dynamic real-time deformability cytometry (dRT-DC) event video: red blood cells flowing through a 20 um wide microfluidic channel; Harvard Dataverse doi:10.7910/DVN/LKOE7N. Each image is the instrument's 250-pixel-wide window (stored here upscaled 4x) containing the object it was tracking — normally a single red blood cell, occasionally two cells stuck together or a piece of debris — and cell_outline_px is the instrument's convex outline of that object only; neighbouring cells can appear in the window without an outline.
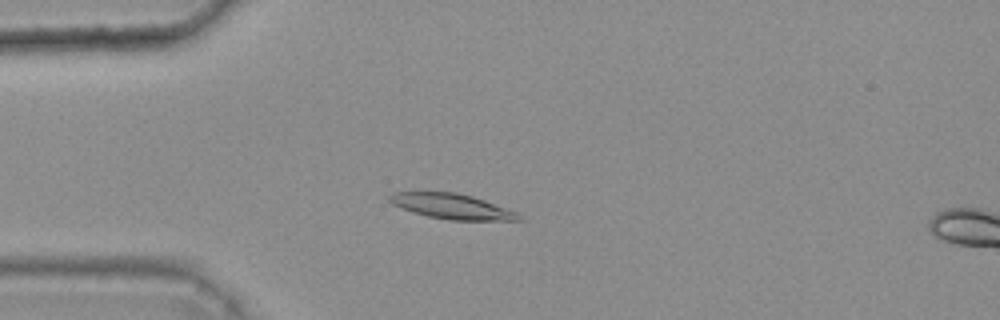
{"species": "common noctule bat (a hibernating species)", "species_latin": "Nyctalus noctula", "temperature_condition": "warm", "stored_images_in_passage": 7, "camera_frame_rate_fps": 3000, "um_per_image_px": 0.085, "animal": {"sex": "female", "body_mass_g": 25.1}, "frame": {"image": 1, "passage_image": 4, "time_ms": 1.0, "image_size_px": [1000, 320], "cell_outline_px": [[524, 220], [448, 220], [428, 216], [392, 204], [388, 200], [388, 196], [396, 192], [456, 192], [472, 196], [484, 200], [516, 212]], "centroid_in_image_um": [38.41, 17.54], "position_along_channel_um": 46.6, "area_um2": 18.61}}